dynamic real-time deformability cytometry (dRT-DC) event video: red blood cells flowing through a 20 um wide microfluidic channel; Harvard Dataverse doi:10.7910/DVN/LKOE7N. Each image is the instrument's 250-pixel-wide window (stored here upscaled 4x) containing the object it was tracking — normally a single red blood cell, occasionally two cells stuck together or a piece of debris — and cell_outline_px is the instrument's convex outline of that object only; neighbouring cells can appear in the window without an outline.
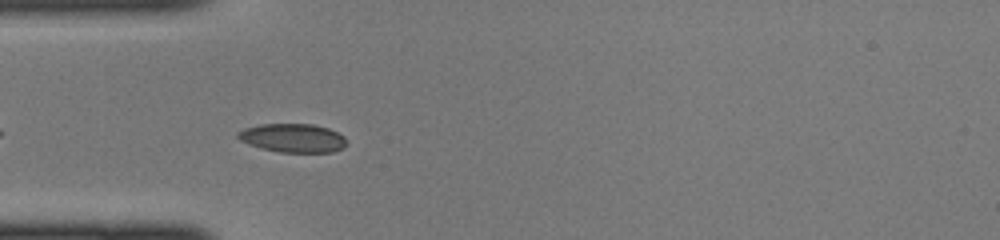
{"species": "common noctule bat (a hibernating species)", "species_latin": "Nyctalus noctula", "temperature_condition": "cold", "stored_images_in_passage": 34, "camera_frame_rate_fps": 3000, "um_per_image_px": 0.085, "animal": {"sex": "female", "body_mass_g": 22.0, "forearm_length_mm": 56.7}, "frame": {"image": 1, "passage_image": 3, "time_ms": 0.667, "image_size_px": [1000, 240], "cell_outline_px": [[344, 148], [332, 152], [280, 152], [260, 148], [248, 144], [240, 140], [236, 136], [236, 132], [244, 128], [260, 124], [312, 124], [328, 128], [344, 136]], "centroid_in_image_um": [24.84, 11.73], "position_along_channel_um": 60.2, "area_um2": 18.15}}
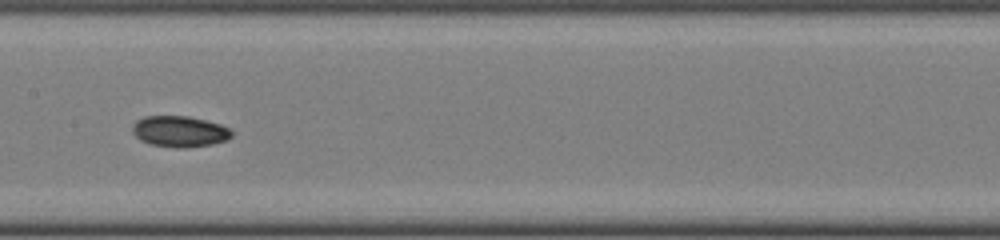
{"frame": {"image": 2, "passage_image": 12, "time_ms": 3.667, "image_size_px": [1000, 240], "cell_outline_px": [[232, 136], [228, 140], [212, 144], [184, 148], [176, 148], [148, 144], [140, 140], [132, 132], [132, 124], [136, 120], [144, 116], [188, 116], [220, 124], [228, 128], [232, 132]], "centroid_in_image_um": [15.24, 11.18], "position_along_channel_um": 192.2, "area_um2": 18.09}}
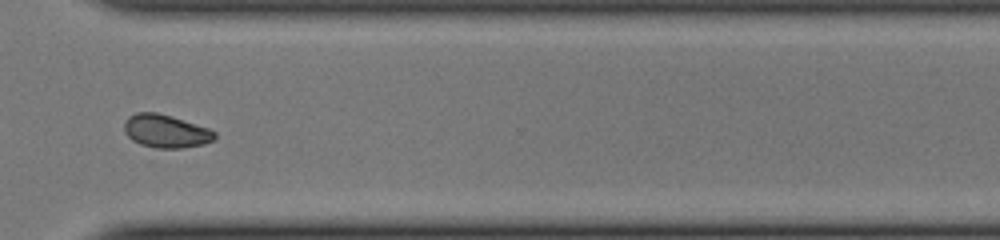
{"frame": {"image": 3, "passage_image": 23, "time_ms": 7.333, "image_size_px": [1000, 240], "cell_outline_px": [[216, 140], [204, 144], [184, 148], [156, 148], [140, 144], [132, 140], [124, 132], [124, 120], [128, 116], [136, 112], [156, 112], [172, 116], [208, 128], [216, 132]], "centroid_in_image_um": [14.09, 11.15], "position_along_channel_um": 356.5, "area_um2": 17.69}}